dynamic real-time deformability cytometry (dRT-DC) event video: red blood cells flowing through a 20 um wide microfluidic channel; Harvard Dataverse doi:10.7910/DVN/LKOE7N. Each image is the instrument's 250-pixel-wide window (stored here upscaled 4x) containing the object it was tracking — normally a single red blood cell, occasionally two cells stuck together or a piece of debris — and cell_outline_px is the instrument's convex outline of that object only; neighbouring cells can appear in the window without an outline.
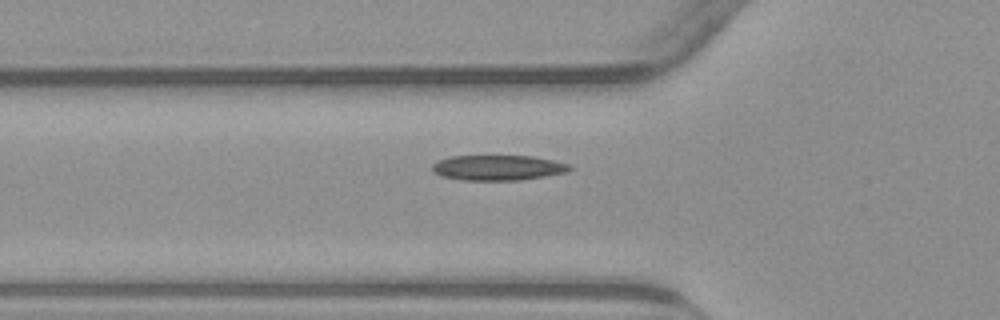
{"species": "common noctule bat (a hibernating species)", "species_latin": "Nyctalus noctula", "temperature_condition": "warm", "stored_images_in_passage": 35, "camera_frame_rate_fps": 3000, "um_per_image_px": 0.085, "animal": {"sex": "male", "body_mass_g": 23.1, "forearm_length_mm": 52.7}, "frame": {"image": 1, "passage_image": 2, "time_ms": 0.333, "image_size_px": [1000, 320], "cell_outline_px": [[572, 168], [568, 172], [520, 180], [464, 180], [440, 176], [432, 168], [432, 164], [440, 160], [452, 156], [532, 156], [552, 160], [568, 164]], "centroid_in_image_um": [42.33, 14.25], "position_along_channel_um": 83.5, "area_um2": 20.0}}
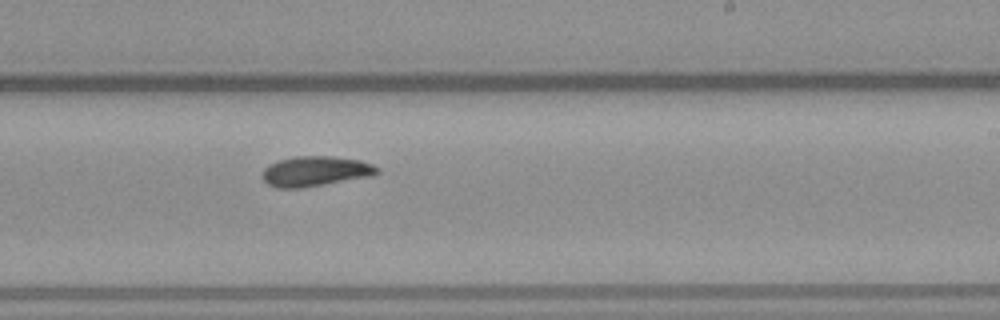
{"frame": {"image": 2, "passage_image": 16, "time_ms": 5.0, "image_size_px": [1000, 320], "cell_outline_px": [[380, 172], [372, 176], [300, 188], [276, 188], [268, 184], [260, 176], [264, 168], [268, 164], [276, 160], [296, 156], [332, 156], [360, 160], [372, 164], [380, 168]], "centroid_in_image_um": [26.78, 14.55], "position_along_channel_um": 262.2, "area_um2": 20.35}}
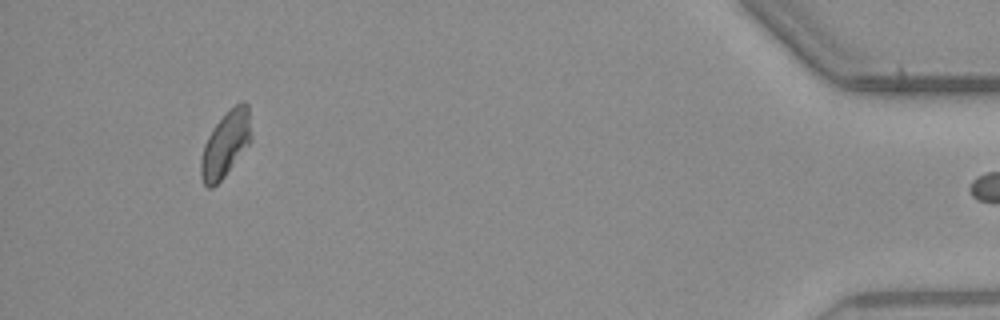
{"frame": {"image": 3, "passage_image": 34, "time_ms": 11.0, "image_size_px": [1000, 320], "cell_outline_px": [[252, 140], [224, 176], [212, 188], [208, 188], [204, 184], [200, 176], [200, 160], [204, 144], [212, 128], [240, 100], [244, 100], [248, 104], [252, 136]], "centroid_in_image_um": [19.18, 12.25], "position_along_channel_um": 416.0, "area_um2": 19.13}}